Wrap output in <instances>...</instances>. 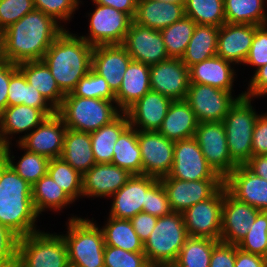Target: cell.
<instances>
[{
    "label": "cell",
    "instance_id": "obj_1",
    "mask_svg": "<svg viewBox=\"0 0 267 267\" xmlns=\"http://www.w3.org/2000/svg\"><path fill=\"white\" fill-rule=\"evenodd\" d=\"M64 30L52 17L34 9L3 30L6 61L19 64L42 60Z\"/></svg>",
    "mask_w": 267,
    "mask_h": 267
},
{
    "label": "cell",
    "instance_id": "obj_2",
    "mask_svg": "<svg viewBox=\"0 0 267 267\" xmlns=\"http://www.w3.org/2000/svg\"><path fill=\"white\" fill-rule=\"evenodd\" d=\"M93 48L82 37L65 29L43 56L42 61L65 95L90 71Z\"/></svg>",
    "mask_w": 267,
    "mask_h": 267
},
{
    "label": "cell",
    "instance_id": "obj_3",
    "mask_svg": "<svg viewBox=\"0 0 267 267\" xmlns=\"http://www.w3.org/2000/svg\"><path fill=\"white\" fill-rule=\"evenodd\" d=\"M38 216L32 185L8 165L0 179V223L20 238L39 231L35 226Z\"/></svg>",
    "mask_w": 267,
    "mask_h": 267
},
{
    "label": "cell",
    "instance_id": "obj_4",
    "mask_svg": "<svg viewBox=\"0 0 267 267\" xmlns=\"http://www.w3.org/2000/svg\"><path fill=\"white\" fill-rule=\"evenodd\" d=\"M115 100L83 98L66 94L57 113L62 117L67 129L93 132L111 123L122 112Z\"/></svg>",
    "mask_w": 267,
    "mask_h": 267
},
{
    "label": "cell",
    "instance_id": "obj_5",
    "mask_svg": "<svg viewBox=\"0 0 267 267\" xmlns=\"http://www.w3.org/2000/svg\"><path fill=\"white\" fill-rule=\"evenodd\" d=\"M64 237L70 267H105V242L101 228L88 218L73 216L68 219Z\"/></svg>",
    "mask_w": 267,
    "mask_h": 267
},
{
    "label": "cell",
    "instance_id": "obj_6",
    "mask_svg": "<svg viewBox=\"0 0 267 267\" xmlns=\"http://www.w3.org/2000/svg\"><path fill=\"white\" fill-rule=\"evenodd\" d=\"M182 213L171 212L157 218L156 225L144 243V253L150 264L173 265L188 238Z\"/></svg>",
    "mask_w": 267,
    "mask_h": 267
},
{
    "label": "cell",
    "instance_id": "obj_7",
    "mask_svg": "<svg viewBox=\"0 0 267 267\" xmlns=\"http://www.w3.org/2000/svg\"><path fill=\"white\" fill-rule=\"evenodd\" d=\"M16 267H70L64 237L42 231L20 237Z\"/></svg>",
    "mask_w": 267,
    "mask_h": 267
},
{
    "label": "cell",
    "instance_id": "obj_8",
    "mask_svg": "<svg viewBox=\"0 0 267 267\" xmlns=\"http://www.w3.org/2000/svg\"><path fill=\"white\" fill-rule=\"evenodd\" d=\"M251 98L243 97L229 109L223 119L231 158L244 165L252 157V134L260 114L251 106Z\"/></svg>",
    "mask_w": 267,
    "mask_h": 267
},
{
    "label": "cell",
    "instance_id": "obj_9",
    "mask_svg": "<svg viewBox=\"0 0 267 267\" xmlns=\"http://www.w3.org/2000/svg\"><path fill=\"white\" fill-rule=\"evenodd\" d=\"M94 4L95 11L88 13V16L91 15L89 16V35L80 37L93 47L123 44L133 19L113 7Z\"/></svg>",
    "mask_w": 267,
    "mask_h": 267
},
{
    "label": "cell",
    "instance_id": "obj_10",
    "mask_svg": "<svg viewBox=\"0 0 267 267\" xmlns=\"http://www.w3.org/2000/svg\"><path fill=\"white\" fill-rule=\"evenodd\" d=\"M244 93L236 98L232 92L205 84L190 83L185 101L193 110L198 123L222 122L229 109Z\"/></svg>",
    "mask_w": 267,
    "mask_h": 267
},
{
    "label": "cell",
    "instance_id": "obj_11",
    "mask_svg": "<svg viewBox=\"0 0 267 267\" xmlns=\"http://www.w3.org/2000/svg\"><path fill=\"white\" fill-rule=\"evenodd\" d=\"M194 138L207 163L223 179L238 166L230 156L223 122L198 123Z\"/></svg>",
    "mask_w": 267,
    "mask_h": 267
},
{
    "label": "cell",
    "instance_id": "obj_12",
    "mask_svg": "<svg viewBox=\"0 0 267 267\" xmlns=\"http://www.w3.org/2000/svg\"><path fill=\"white\" fill-rule=\"evenodd\" d=\"M224 198V185L209 199L198 202L182 215L189 237L219 240Z\"/></svg>",
    "mask_w": 267,
    "mask_h": 267
},
{
    "label": "cell",
    "instance_id": "obj_13",
    "mask_svg": "<svg viewBox=\"0 0 267 267\" xmlns=\"http://www.w3.org/2000/svg\"><path fill=\"white\" fill-rule=\"evenodd\" d=\"M142 157V175L157 179L168 176L174 162L175 142L158 131L137 130Z\"/></svg>",
    "mask_w": 267,
    "mask_h": 267
},
{
    "label": "cell",
    "instance_id": "obj_14",
    "mask_svg": "<svg viewBox=\"0 0 267 267\" xmlns=\"http://www.w3.org/2000/svg\"><path fill=\"white\" fill-rule=\"evenodd\" d=\"M168 175L183 181L223 179L207 163L194 137L175 141L174 162Z\"/></svg>",
    "mask_w": 267,
    "mask_h": 267
},
{
    "label": "cell",
    "instance_id": "obj_15",
    "mask_svg": "<svg viewBox=\"0 0 267 267\" xmlns=\"http://www.w3.org/2000/svg\"><path fill=\"white\" fill-rule=\"evenodd\" d=\"M160 181L167 193L171 210L178 213L209 199L224 185V179L183 181L169 175Z\"/></svg>",
    "mask_w": 267,
    "mask_h": 267
},
{
    "label": "cell",
    "instance_id": "obj_16",
    "mask_svg": "<svg viewBox=\"0 0 267 267\" xmlns=\"http://www.w3.org/2000/svg\"><path fill=\"white\" fill-rule=\"evenodd\" d=\"M67 127L56 112L30 133L16 140L25 150L43 155L49 159L60 158L63 151L64 136Z\"/></svg>",
    "mask_w": 267,
    "mask_h": 267
},
{
    "label": "cell",
    "instance_id": "obj_17",
    "mask_svg": "<svg viewBox=\"0 0 267 267\" xmlns=\"http://www.w3.org/2000/svg\"><path fill=\"white\" fill-rule=\"evenodd\" d=\"M260 211L234 197L224 185L220 241L238 245Z\"/></svg>",
    "mask_w": 267,
    "mask_h": 267
},
{
    "label": "cell",
    "instance_id": "obj_18",
    "mask_svg": "<svg viewBox=\"0 0 267 267\" xmlns=\"http://www.w3.org/2000/svg\"><path fill=\"white\" fill-rule=\"evenodd\" d=\"M122 45L126 48L133 61L141 62L148 66L170 58L160 31L139 25L134 21L130 25Z\"/></svg>",
    "mask_w": 267,
    "mask_h": 267
},
{
    "label": "cell",
    "instance_id": "obj_19",
    "mask_svg": "<svg viewBox=\"0 0 267 267\" xmlns=\"http://www.w3.org/2000/svg\"><path fill=\"white\" fill-rule=\"evenodd\" d=\"M189 85V68L181 58H169L150 66L151 90L172 101L185 100Z\"/></svg>",
    "mask_w": 267,
    "mask_h": 267
},
{
    "label": "cell",
    "instance_id": "obj_20",
    "mask_svg": "<svg viewBox=\"0 0 267 267\" xmlns=\"http://www.w3.org/2000/svg\"><path fill=\"white\" fill-rule=\"evenodd\" d=\"M132 176L112 163H96L82 176V197H111Z\"/></svg>",
    "mask_w": 267,
    "mask_h": 267
},
{
    "label": "cell",
    "instance_id": "obj_21",
    "mask_svg": "<svg viewBox=\"0 0 267 267\" xmlns=\"http://www.w3.org/2000/svg\"><path fill=\"white\" fill-rule=\"evenodd\" d=\"M131 61V56L122 44L100 45L93 48L91 68L107 81L111 91L116 94Z\"/></svg>",
    "mask_w": 267,
    "mask_h": 267
},
{
    "label": "cell",
    "instance_id": "obj_22",
    "mask_svg": "<svg viewBox=\"0 0 267 267\" xmlns=\"http://www.w3.org/2000/svg\"><path fill=\"white\" fill-rule=\"evenodd\" d=\"M224 185L238 200L267 211V180L256 176L245 165H238L224 179Z\"/></svg>",
    "mask_w": 267,
    "mask_h": 267
},
{
    "label": "cell",
    "instance_id": "obj_23",
    "mask_svg": "<svg viewBox=\"0 0 267 267\" xmlns=\"http://www.w3.org/2000/svg\"><path fill=\"white\" fill-rule=\"evenodd\" d=\"M147 175H133L111 198L110 217L131 219L142 212L146 200V191L157 181Z\"/></svg>",
    "mask_w": 267,
    "mask_h": 267
},
{
    "label": "cell",
    "instance_id": "obj_24",
    "mask_svg": "<svg viewBox=\"0 0 267 267\" xmlns=\"http://www.w3.org/2000/svg\"><path fill=\"white\" fill-rule=\"evenodd\" d=\"M171 102L170 98L150 90L125 111L130 126L140 131H158Z\"/></svg>",
    "mask_w": 267,
    "mask_h": 267
},
{
    "label": "cell",
    "instance_id": "obj_25",
    "mask_svg": "<svg viewBox=\"0 0 267 267\" xmlns=\"http://www.w3.org/2000/svg\"><path fill=\"white\" fill-rule=\"evenodd\" d=\"M259 26L224 23L220 26L217 56L235 64L244 63Z\"/></svg>",
    "mask_w": 267,
    "mask_h": 267
},
{
    "label": "cell",
    "instance_id": "obj_26",
    "mask_svg": "<svg viewBox=\"0 0 267 267\" xmlns=\"http://www.w3.org/2000/svg\"><path fill=\"white\" fill-rule=\"evenodd\" d=\"M45 118H47V116L37 108H32L24 104L7 106L0 114L1 146L3 147L11 144L9 140L12 139V136L15 134H20L22 132L30 133V131L40 125Z\"/></svg>",
    "mask_w": 267,
    "mask_h": 267
},
{
    "label": "cell",
    "instance_id": "obj_27",
    "mask_svg": "<svg viewBox=\"0 0 267 267\" xmlns=\"http://www.w3.org/2000/svg\"><path fill=\"white\" fill-rule=\"evenodd\" d=\"M185 16L184 6L169 2L137 0L133 21L154 30H162Z\"/></svg>",
    "mask_w": 267,
    "mask_h": 267
},
{
    "label": "cell",
    "instance_id": "obj_28",
    "mask_svg": "<svg viewBox=\"0 0 267 267\" xmlns=\"http://www.w3.org/2000/svg\"><path fill=\"white\" fill-rule=\"evenodd\" d=\"M150 90V66L132 60L123 75L121 87L115 94L116 105L125 112Z\"/></svg>",
    "mask_w": 267,
    "mask_h": 267
},
{
    "label": "cell",
    "instance_id": "obj_29",
    "mask_svg": "<svg viewBox=\"0 0 267 267\" xmlns=\"http://www.w3.org/2000/svg\"><path fill=\"white\" fill-rule=\"evenodd\" d=\"M232 62L214 56L189 68L190 83L205 84L232 92L235 70Z\"/></svg>",
    "mask_w": 267,
    "mask_h": 267
},
{
    "label": "cell",
    "instance_id": "obj_30",
    "mask_svg": "<svg viewBox=\"0 0 267 267\" xmlns=\"http://www.w3.org/2000/svg\"><path fill=\"white\" fill-rule=\"evenodd\" d=\"M197 125L198 121L188 103L185 100H175L169 105L158 132L175 142L194 137Z\"/></svg>",
    "mask_w": 267,
    "mask_h": 267
},
{
    "label": "cell",
    "instance_id": "obj_31",
    "mask_svg": "<svg viewBox=\"0 0 267 267\" xmlns=\"http://www.w3.org/2000/svg\"><path fill=\"white\" fill-rule=\"evenodd\" d=\"M17 67L24 74L27 83L36 88L56 110L62 105L65 94L42 60L22 62Z\"/></svg>",
    "mask_w": 267,
    "mask_h": 267
},
{
    "label": "cell",
    "instance_id": "obj_32",
    "mask_svg": "<svg viewBox=\"0 0 267 267\" xmlns=\"http://www.w3.org/2000/svg\"><path fill=\"white\" fill-rule=\"evenodd\" d=\"M61 158L82 175L94 166L90 133L67 129Z\"/></svg>",
    "mask_w": 267,
    "mask_h": 267
},
{
    "label": "cell",
    "instance_id": "obj_33",
    "mask_svg": "<svg viewBox=\"0 0 267 267\" xmlns=\"http://www.w3.org/2000/svg\"><path fill=\"white\" fill-rule=\"evenodd\" d=\"M219 29L217 26L196 24L193 36L181 58L188 68L217 55Z\"/></svg>",
    "mask_w": 267,
    "mask_h": 267
},
{
    "label": "cell",
    "instance_id": "obj_34",
    "mask_svg": "<svg viewBox=\"0 0 267 267\" xmlns=\"http://www.w3.org/2000/svg\"><path fill=\"white\" fill-rule=\"evenodd\" d=\"M130 126L128 116L125 112L111 123L102 126L90 133L92 151L96 163H111L113 149L120 135Z\"/></svg>",
    "mask_w": 267,
    "mask_h": 267
},
{
    "label": "cell",
    "instance_id": "obj_35",
    "mask_svg": "<svg viewBox=\"0 0 267 267\" xmlns=\"http://www.w3.org/2000/svg\"><path fill=\"white\" fill-rule=\"evenodd\" d=\"M7 101L8 106L24 104L40 109L47 117L57 112L36 88L27 83L19 69L10 78Z\"/></svg>",
    "mask_w": 267,
    "mask_h": 267
},
{
    "label": "cell",
    "instance_id": "obj_36",
    "mask_svg": "<svg viewBox=\"0 0 267 267\" xmlns=\"http://www.w3.org/2000/svg\"><path fill=\"white\" fill-rule=\"evenodd\" d=\"M111 163L128 170L133 175H142V157L137 139V129L129 126L120 135L114 145Z\"/></svg>",
    "mask_w": 267,
    "mask_h": 267
},
{
    "label": "cell",
    "instance_id": "obj_37",
    "mask_svg": "<svg viewBox=\"0 0 267 267\" xmlns=\"http://www.w3.org/2000/svg\"><path fill=\"white\" fill-rule=\"evenodd\" d=\"M32 201L38 215L47 208L58 212L74 202L48 173L32 185Z\"/></svg>",
    "mask_w": 267,
    "mask_h": 267
},
{
    "label": "cell",
    "instance_id": "obj_38",
    "mask_svg": "<svg viewBox=\"0 0 267 267\" xmlns=\"http://www.w3.org/2000/svg\"><path fill=\"white\" fill-rule=\"evenodd\" d=\"M101 229L105 246H113L129 252H144V243L133 229L130 219L108 217Z\"/></svg>",
    "mask_w": 267,
    "mask_h": 267
},
{
    "label": "cell",
    "instance_id": "obj_39",
    "mask_svg": "<svg viewBox=\"0 0 267 267\" xmlns=\"http://www.w3.org/2000/svg\"><path fill=\"white\" fill-rule=\"evenodd\" d=\"M266 0H224L226 23L267 25Z\"/></svg>",
    "mask_w": 267,
    "mask_h": 267
},
{
    "label": "cell",
    "instance_id": "obj_40",
    "mask_svg": "<svg viewBox=\"0 0 267 267\" xmlns=\"http://www.w3.org/2000/svg\"><path fill=\"white\" fill-rule=\"evenodd\" d=\"M18 147L24 150V155L20 158L18 163H14V157L11 156L10 144L2 147L6 156L8 165L30 185H34L41 177L48 172V165L50 159L30 151L25 150L19 143Z\"/></svg>",
    "mask_w": 267,
    "mask_h": 267
},
{
    "label": "cell",
    "instance_id": "obj_41",
    "mask_svg": "<svg viewBox=\"0 0 267 267\" xmlns=\"http://www.w3.org/2000/svg\"><path fill=\"white\" fill-rule=\"evenodd\" d=\"M219 240L188 237L180 250L175 267H209L213 248Z\"/></svg>",
    "mask_w": 267,
    "mask_h": 267
},
{
    "label": "cell",
    "instance_id": "obj_42",
    "mask_svg": "<svg viewBox=\"0 0 267 267\" xmlns=\"http://www.w3.org/2000/svg\"><path fill=\"white\" fill-rule=\"evenodd\" d=\"M196 23L186 16L170 26L160 30L170 58H182L193 36Z\"/></svg>",
    "mask_w": 267,
    "mask_h": 267
},
{
    "label": "cell",
    "instance_id": "obj_43",
    "mask_svg": "<svg viewBox=\"0 0 267 267\" xmlns=\"http://www.w3.org/2000/svg\"><path fill=\"white\" fill-rule=\"evenodd\" d=\"M184 12L196 24L220 27L226 23L224 0H186Z\"/></svg>",
    "mask_w": 267,
    "mask_h": 267
},
{
    "label": "cell",
    "instance_id": "obj_44",
    "mask_svg": "<svg viewBox=\"0 0 267 267\" xmlns=\"http://www.w3.org/2000/svg\"><path fill=\"white\" fill-rule=\"evenodd\" d=\"M47 173L74 202L82 197L83 175L61 157L50 159Z\"/></svg>",
    "mask_w": 267,
    "mask_h": 267
},
{
    "label": "cell",
    "instance_id": "obj_45",
    "mask_svg": "<svg viewBox=\"0 0 267 267\" xmlns=\"http://www.w3.org/2000/svg\"><path fill=\"white\" fill-rule=\"evenodd\" d=\"M267 211H260L245 237L237 247L245 252L266 258Z\"/></svg>",
    "mask_w": 267,
    "mask_h": 267
},
{
    "label": "cell",
    "instance_id": "obj_46",
    "mask_svg": "<svg viewBox=\"0 0 267 267\" xmlns=\"http://www.w3.org/2000/svg\"><path fill=\"white\" fill-rule=\"evenodd\" d=\"M71 93L83 98L115 100V94L111 91L107 81L92 68L79 80Z\"/></svg>",
    "mask_w": 267,
    "mask_h": 267
},
{
    "label": "cell",
    "instance_id": "obj_47",
    "mask_svg": "<svg viewBox=\"0 0 267 267\" xmlns=\"http://www.w3.org/2000/svg\"><path fill=\"white\" fill-rule=\"evenodd\" d=\"M149 265L144 252H129L121 248L105 246V267H148Z\"/></svg>",
    "mask_w": 267,
    "mask_h": 267
},
{
    "label": "cell",
    "instance_id": "obj_48",
    "mask_svg": "<svg viewBox=\"0 0 267 267\" xmlns=\"http://www.w3.org/2000/svg\"><path fill=\"white\" fill-rule=\"evenodd\" d=\"M142 212L149 213L157 218L172 212L167 193L160 179L146 191V200Z\"/></svg>",
    "mask_w": 267,
    "mask_h": 267
},
{
    "label": "cell",
    "instance_id": "obj_49",
    "mask_svg": "<svg viewBox=\"0 0 267 267\" xmlns=\"http://www.w3.org/2000/svg\"><path fill=\"white\" fill-rule=\"evenodd\" d=\"M80 2L79 0H33L35 9L52 17L57 23L70 20L73 12L79 9Z\"/></svg>",
    "mask_w": 267,
    "mask_h": 267
},
{
    "label": "cell",
    "instance_id": "obj_50",
    "mask_svg": "<svg viewBox=\"0 0 267 267\" xmlns=\"http://www.w3.org/2000/svg\"><path fill=\"white\" fill-rule=\"evenodd\" d=\"M34 9L33 0H0V30H5Z\"/></svg>",
    "mask_w": 267,
    "mask_h": 267
},
{
    "label": "cell",
    "instance_id": "obj_51",
    "mask_svg": "<svg viewBox=\"0 0 267 267\" xmlns=\"http://www.w3.org/2000/svg\"><path fill=\"white\" fill-rule=\"evenodd\" d=\"M19 237L0 223V267H16Z\"/></svg>",
    "mask_w": 267,
    "mask_h": 267
},
{
    "label": "cell",
    "instance_id": "obj_52",
    "mask_svg": "<svg viewBox=\"0 0 267 267\" xmlns=\"http://www.w3.org/2000/svg\"><path fill=\"white\" fill-rule=\"evenodd\" d=\"M243 64H249L257 69L267 64V25L259 26L255 30L249 53Z\"/></svg>",
    "mask_w": 267,
    "mask_h": 267
},
{
    "label": "cell",
    "instance_id": "obj_53",
    "mask_svg": "<svg viewBox=\"0 0 267 267\" xmlns=\"http://www.w3.org/2000/svg\"><path fill=\"white\" fill-rule=\"evenodd\" d=\"M236 245L219 242L212 251L209 267H235Z\"/></svg>",
    "mask_w": 267,
    "mask_h": 267
},
{
    "label": "cell",
    "instance_id": "obj_54",
    "mask_svg": "<svg viewBox=\"0 0 267 267\" xmlns=\"http://www.w3.org/2000/svg\"><path fill=\"white\" fill-rule=\"evenodd\" d=\"M267 155V113L257 118L252 134V156Z\"/></svg>",
    "mask_w": 267,
    "mask_h": 267
},
{
    "label": "cell",
    "instance_id": "obj_55",
    "mask_svg": "<svg viewBox=\"0 0 267 267\" xmlns=\"http://www.w3.org/2000/svg\"><path fill=\"white\" fill-rule=\"evenodd\" d=\"M248 91L243 92L247 98L263 97L267 95V64L255 70L253 77L250 79Z\"/></svg>",
    "mask_w": 267,
    "mask_h": 267
},
{
    "label": "cell",
    "instance_id": "obj_56",
    "mask_svg": "<svg viewBox=\"0 0 267 267\" xmlns=\"http://www.w3.org/2000/svg\"><path fill=\"white\" fill-rule=\"evenodd\" d=\"M130 221L140 240L145 243L156 225L157 217L149 213L140 212L132 217Z\"/></svg>",
    "mask_w": 267,
    "mask_h": 267
},
{
    "label": "cell",
    "instance_id": "obj_57",
    "mask_svg": "<svg viewBox=\"0 0 267 267\" xmlns=\"http://www.w3.org/2000/svg\"><path fill=\"white\" fill-rule=\"evenodd\" d=\"M18 70L17 64L9 61L0 63V114L8 106V88L11 76Z\"/></svg>",
    "mask_w": 267,
    "mask_h": 267
},
{
    "label": "cell",
    "instance_id": "obj_58",
    "mask_svg": "<svg viewBox=\"0 0 267 267\" xmlns=\"http://www.w3.org/2000/svg\"><path fill=\"white\" fill-rule=\"evenodd\" d=\"M235 267H267V259L245 252L236 245Z\"/></svg>",
    "mask_w": 267,
    "mask_h": 267
},
{
    "label": "cell",
    "instance_id": "obj_59",
    "mask_svg": "<svg viewBox=\"0 0 267 267\" xmlns=\"http://www.w3.org/2000/svg\"><path fill=\"white\" fill-rule=\"evenodd\" d=\"M93 3L113 7L120 12L128 14L132 19L136 13L137 0H92Z\"/></svg>",
    "mask_w": 267,
    "mask_h": 267
},
{
    "label": "cell",
    "instance_id": "obj_60",
    "mask_svg": "<svg viewBox=\"0 0 267 267\" xmlns=\"http://www.w3.org/2000/svg\"><path fill=\"white\" fill-rule=\"evenodd\" d=\"M244 165L256 176L267 180V155L252 156Z\"/></svg>",
    "mask_w": 267,
    "mask_h": 267
},
{
    "label": "cell",
    "instance_id": "obj_61",
    "mask_svg": "<svg viewBox=\"0 0 267 267\" xmlns=\"http://www.w3.org/2000/svg\"><path fill=\"white\" fill-rule=\"evenodd\" d=\"M5 56H4V33L0 30V63L5 62Z\"/></svg>",
    "mask_w": 267,
    "mask_h": 267
},
{
    "label": "cell",
    "instance_id": "obj_62",
    "mask_svg": "<svg viewBox=\"0 0 267 267\" xmlns=\"http://www.w3.org/2000/svg\"><path fill=\"white\" fill-rule=\"evenodd\" d=\"M8 166V162L3 150L0 151V179L2 176V171Z\"/></svg>",
    "mask_w": 267,
    "mask_h": 267
},
{
    "label": "cell",
    "instance_id": "obj_63",
    "mask_svg": "<svg viewBox=\"0 0 267 267\" xmlns=\"http://www.w3.org/2000/svg\"><path fill=\"white\" fill-rule=\"evenodd\" d=\"M152 1H161V2H169V3H174V4H182L183 6L185 5L186 0H152Z\"/></svg>",
    "mask_w": 267,
    "mask_h": 267
},
{
    "label": "cell",
    "instance_id": "obj_64",
    "mask_svg": "<svg viewBox=\"0 0 267 267\" xmlns=\"http://www.w3.org/2000/svg\"><path fill=\"white\" fill-rule=\"evenodd\" d=\"M148 267H164V266L150 264Z\"/></svg>",
    "mask_w": 267,
    "mask_h": 267
},
{
    "label": "cell",
    "instance_id": "obj_65",
    "mask_svg": "<svg viewBox=\"0 0 267 267\" xmlns=\"http://www.w3.org/2000/svg\"><path fill=\"white\" fill-rule=\"evenodd\" d=\"M164 267H175L174 265H166Z\"/></svg>",
    "mask_w": 267,
    "mask_h": 267
}]
</instances>
